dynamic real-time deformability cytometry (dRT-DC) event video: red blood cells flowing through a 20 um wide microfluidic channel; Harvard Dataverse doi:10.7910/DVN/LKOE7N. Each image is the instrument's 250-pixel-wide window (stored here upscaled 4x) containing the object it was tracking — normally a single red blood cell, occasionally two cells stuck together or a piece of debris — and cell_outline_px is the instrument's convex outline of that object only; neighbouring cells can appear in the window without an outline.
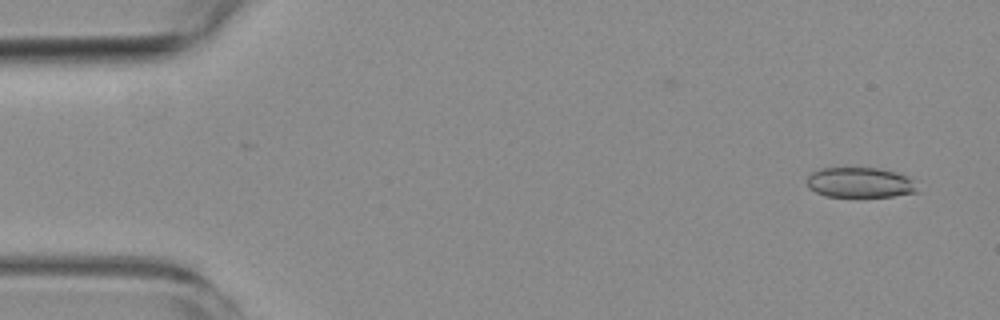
{"species": "common noctule bat (a hibernating species)", "species_latin": "Nyctalus noctula", "temperature_condition": "room temperature", "stored_images_in_passage": 2, "camera_frame_rate_fps": 3000, "um_per_image_px": 0.085, "animal": {"sex": "female", "body_mass_g": 19.3, "forearm_length_mm": 54.1}, "frame": {"image": 1, "passage_image": 2, "time_ms": 1.333, "image_size_px": [1000, 320], "cell_outline_px": [[920, 192], [892, 196], [824, 196], [808, 188], [808, 176], [812, 172], [820, 168], [880, 168], [896, 172], [908, 176], [916, 180]], "centroid_in_image_um": [73.17, 15.51], "position_along_channel_um": 11.8, "area_um2": 19.65}}